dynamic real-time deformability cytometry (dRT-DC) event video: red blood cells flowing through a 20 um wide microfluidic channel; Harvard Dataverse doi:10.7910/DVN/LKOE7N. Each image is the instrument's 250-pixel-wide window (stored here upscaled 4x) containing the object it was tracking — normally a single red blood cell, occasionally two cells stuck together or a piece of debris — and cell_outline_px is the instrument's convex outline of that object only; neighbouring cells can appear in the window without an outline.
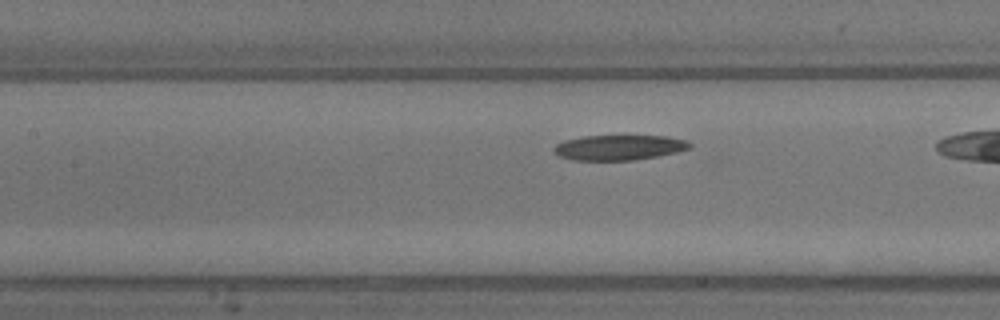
{"species": "common noctule bat (a hibernating species)", "species_latin": "Nyctalus noctula", "temperature_condition": "warm", "stored_images_in_passage": 9, "segment_of_instrument_passage": [2, 2], "camera_frame_rate_fps": 3000, "um_per_image_px": 0.085, "animal": {"sex": "male", "body_mass_g": 13.3}, "frame": {"image": 1, "passage_image": 9, "time_ms": 2.667, "image_size_px": [1000, 320], "cell_outline_px": [[692, 148], [676, 152], [656, 156], [632, 160], [572, 160], [560, 156], [552, 152], [552, 148], [556, 144], [564, 140], [584, 136], [664, 136], [688, 140], [692, 144]], "centroid_in_image_um": [52.6, 12.53], "position_along_channel_um": 154.8, "area_um2": 19.94}}